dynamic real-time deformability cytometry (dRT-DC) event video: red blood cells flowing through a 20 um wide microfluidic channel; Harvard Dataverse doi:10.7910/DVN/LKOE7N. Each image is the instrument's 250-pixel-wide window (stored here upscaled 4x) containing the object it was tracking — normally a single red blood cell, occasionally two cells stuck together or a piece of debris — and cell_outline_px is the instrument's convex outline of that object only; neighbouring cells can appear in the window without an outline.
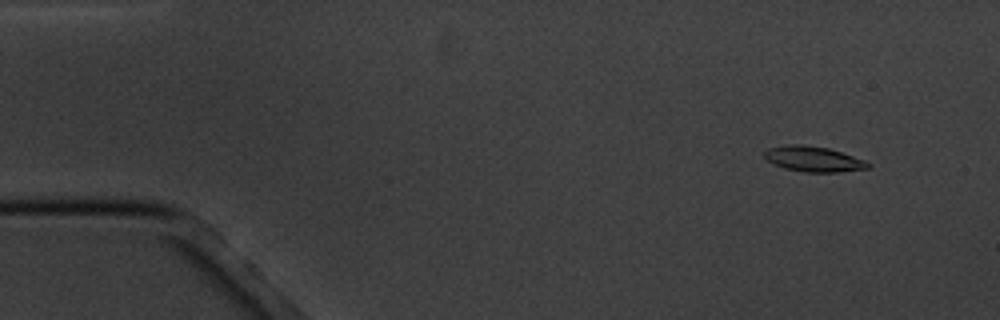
{"species": "common noctule bat (a hibernating species)", "species_latin": "Nyctalus noctula", "temperature_condition": "cold", "stored_images_in_passage": 5, "camera_frame_rate_fps": 3000, "um_per_image_px": 0.085, "animal": {"sex": "male", "body_mass_g": 20.1, "forearm_length_mm": 53.5}, "frame": {"image": 1, "passage_image": 2, "time_ms": 1.0, "image_size_px": [1000, 320], "cell_outline_px": [[872, 164], [868, 168], [840, 172], [804, 172], [784, 168], [768, 160], [764, 156], [764, 152], [768, 148], [788, 144], [800, 144], [828, 148], [864, 160]], "centroid_in_image_um": [69.14, 13.52], "position_along_channel_um": 15.9, "area_um2": 15.14}}
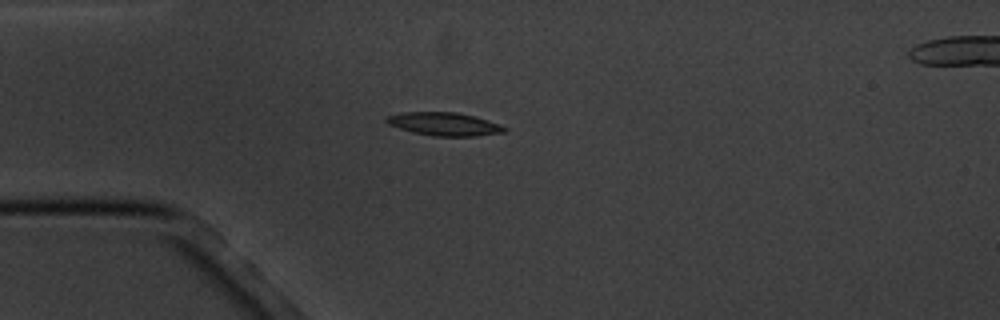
{"frame": {"image": 2, "passage_image": 5, "time_ms": 4.333, "image_size_px": [1000, 320], "cell_outline_px": [[508, 132], [476, 136], [432, 136], [412, 132], [388, 124], [384, 120], [388, 116], [404, 112], [456, 112], [476, 116], [500, 124], [508, 128]], "centroid_in_image_um": [37.82, 10.55], "position_along_channel_um": 47.2, "area_um2": 16.07}}